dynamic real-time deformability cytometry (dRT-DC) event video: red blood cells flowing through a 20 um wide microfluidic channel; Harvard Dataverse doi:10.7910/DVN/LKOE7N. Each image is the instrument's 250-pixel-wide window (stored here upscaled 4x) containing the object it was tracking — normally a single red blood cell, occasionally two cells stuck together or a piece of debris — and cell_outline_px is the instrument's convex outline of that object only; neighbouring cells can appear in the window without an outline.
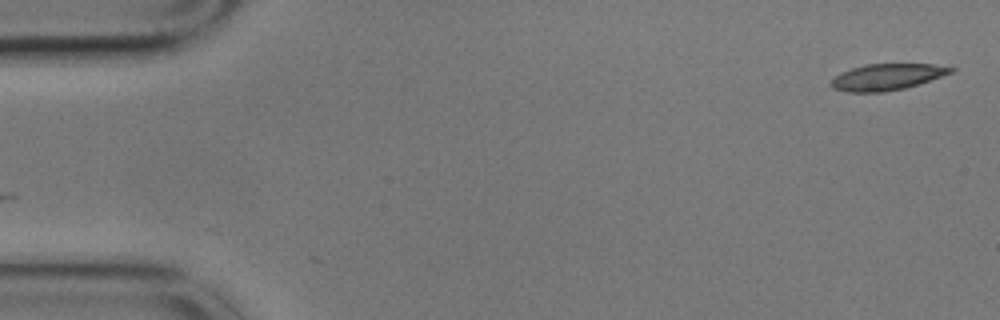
{"species": "common noctule bat (a hibernating species)", "species_latin": "Nyctalus noctula", "temperature_condition": "cold", "stored_images_in_passage": 7, "camera_frame_rate_fps": 3000, "um_per_image_px": 0.085, "animal": {"sex": "male", "body_mass_g": 17.9}, "frame": {"image": 1, "passage_image": 1, "time_ms": 0.0, "image_size_px": [1000, 320], "cell_outline_px": [[956, 68], [952, 72], [904, 88], [884, 92], [848, 92], [832, 88], [828, 84], [840, 72], [864, 64], [932, 64]], "centroid_in_image_um": [75.32, 6.54], "position_along_channel_um": 9.7, "area_um2": 18.15}}